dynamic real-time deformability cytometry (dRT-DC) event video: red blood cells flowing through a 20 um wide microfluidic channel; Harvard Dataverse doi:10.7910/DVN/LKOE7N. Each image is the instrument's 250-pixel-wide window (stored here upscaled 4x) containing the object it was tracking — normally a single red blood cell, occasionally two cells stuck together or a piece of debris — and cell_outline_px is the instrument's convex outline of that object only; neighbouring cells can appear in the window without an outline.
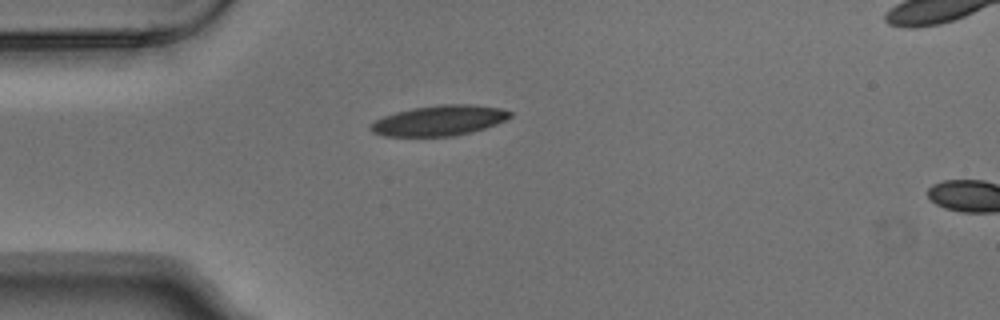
{"species": "Egyptian fruit bat (a non-hibernating species)", "species_latin": "Rousettus aegyptiacus", "temperature_condition": "warm", "stored_images_in_passage": 2, "camera_frame_rate_fps": 3000, "um_per_image_px": 0.085, "animal": {"sex": "male"}, "frame": {"image": 1, "passage_image": 1, "time_ms": 0.0, "image_size_px": [1000, 320], "cell_outline_px": [[512, 116], [496, 124], [472, 132], [452, 136], [384, 136], [372, 132], [368, 128], [376, 120], [384, 116], [396, 112], [412, 108], [444, 104], [468, 104], [500, 108], [512, 112]], "centroid_in_image_um": [37.33, 10.25], "position_along_channel_um": 47.7, "area_um2": 24.45}}